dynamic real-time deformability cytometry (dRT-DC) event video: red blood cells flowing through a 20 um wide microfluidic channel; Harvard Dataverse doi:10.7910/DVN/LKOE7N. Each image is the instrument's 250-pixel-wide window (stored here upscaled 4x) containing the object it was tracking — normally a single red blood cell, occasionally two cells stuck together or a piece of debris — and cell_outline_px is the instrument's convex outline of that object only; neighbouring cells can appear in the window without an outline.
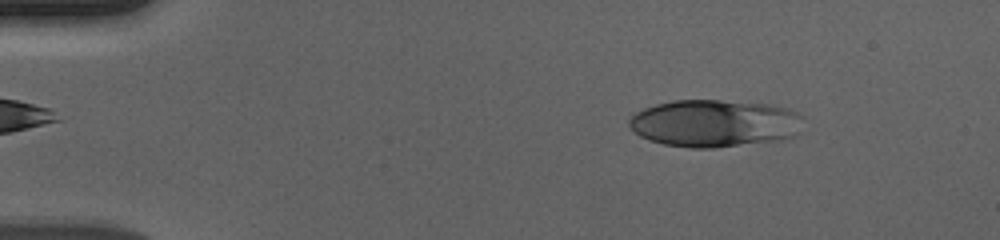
{"species": "human", "species_latin": "Homo sapiens", "temperature_condition": "cold", "stored_images_in_passage": 54, "camera_frame_rate_fps": 3000, "um_per_image_px": 0.085, "donor": {"sex": "male"}, "frame": {"image": 1, "passage_image": 7, "time_ms": 2.0, "image_size_px": [1000, 240], "cell_outline_px": [[804, 116], [796, 136], [780, 140], [712, 148], [692, 148], [664, 144], [648, 140], [640, 136], [628, 128], [628, 120], [636, 112], [644, 108], [656, 104], [672, 100], [720, 100], [768, 104], [788, 108]], "centroid_in_image_um": [60.72, 10.48], "position_along_channel_um": 24.3, "area_um2": 48.38}}
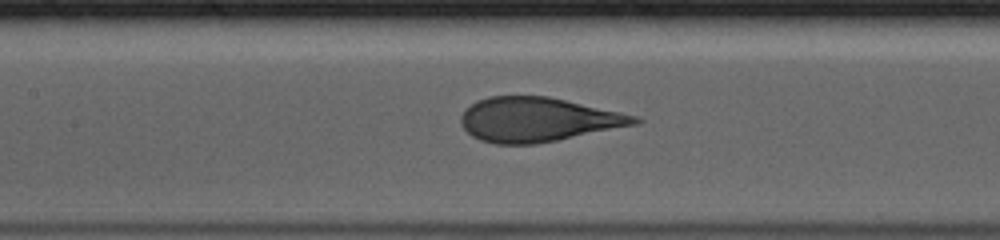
{"frame": {"image": 2, "passage_image": 25, "time_ms": 8.0, "image_size_px": [1000, 240], "cell_outline_px": [[644, 120], [636, 124], [536, 144], [496, 144], [480, 140], [472, 136], [460, 124], [460, 116], [464, 108], [476, 100], [488, 96], [548, 96], [640, 116]], "centroid_in_image_um": [45.68, 10.15], "position_along_channel_um": 161.7, "area_um2": 44.91}}
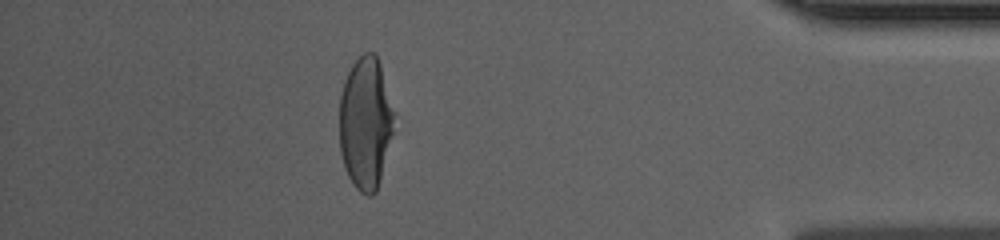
{"frame": {"image": 3, "passage_image": 48, "time_ms": 15.667, "image_size_px": [1000, 240], "cell_outline_px": [[392, 132], [380, 180], [376, 192], [372, 196], [368, 196], [360, 192], [356, 188], [348, 176], [344, 168], [340, 152], [340, 96], [344, 80], [352, 64], [364, 52], [372, 52], [376, 56], [380, 64], [392, 112]], "centroid_in_image_um": [31.02, 10.49], "position_along_channel_um": 404.2, "area_um2": 41.33}, "authors_computed_cell_mechanics": {"area_um2": 45.7198, "velocity_mm_per_s": 3.683, "shape_relaxation_time_tau1_ms": 5.1269, "shape_relaxation_time_tau2_ms": null, "deformation_change_tau1": 0.2142, "deformation_change_tau2": null}}